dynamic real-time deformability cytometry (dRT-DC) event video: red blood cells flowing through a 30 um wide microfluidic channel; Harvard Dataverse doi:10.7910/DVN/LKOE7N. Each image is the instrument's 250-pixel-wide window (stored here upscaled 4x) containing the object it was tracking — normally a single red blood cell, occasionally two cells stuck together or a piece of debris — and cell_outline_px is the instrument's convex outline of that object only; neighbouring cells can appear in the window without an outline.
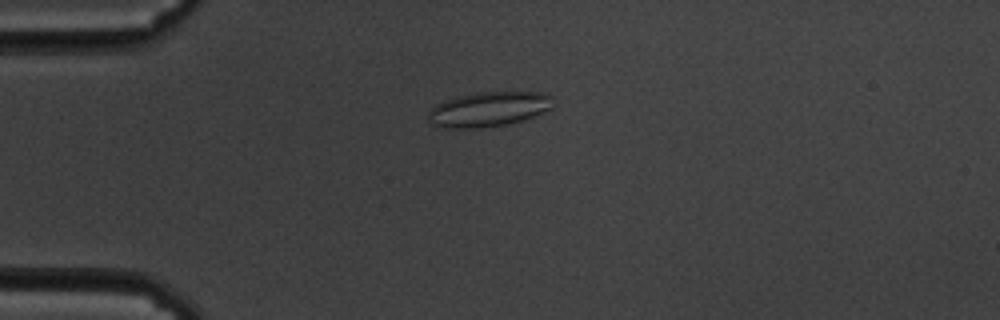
{"species": "common noctule bat (a hibernating species)", "species_latin": "Nyctalus noctula", "temperature_condition": "cold", "stored_images_in_passage": 59, "camera_frame_rate_fps": 3000, "um_per_image_px": 0.085, "animal": {"sex": "male", "body_mass_g": 19.5, "forearm_length_mm": 54.6}, "frame": {"image": 1, "passage_image": 15, "time_ms": 4.667, "image_size_px": [1000, 320], "cell_outline_px": [[552, 108], [544, 112], [524, 120], [508, 124], [480, 128], [440, 128], [432, 124], [428, 120], [428, 112], [436, 104], [444, 100], [476, 92], [544, 92], [552, 96]], "centroid_in_image_um": [41.53, 9.29], "position_along_channel_um": 43.5, "area_um2": 25.55}}
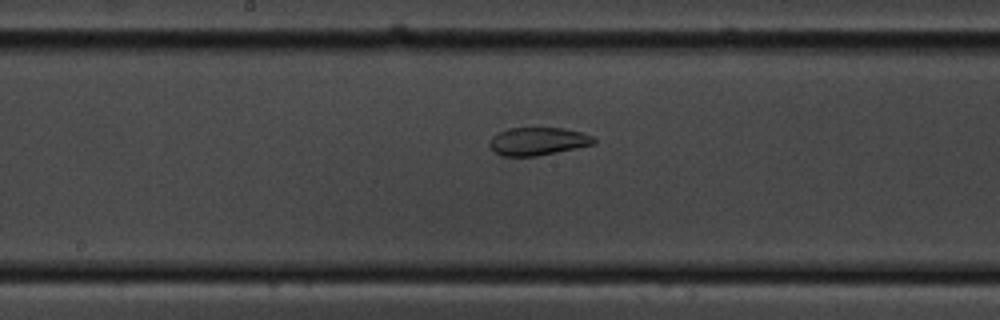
{"frame": {"image": 2, "passage_image": 31, "time_ms": 10.0, "image_size_px": [1000, 320], "cell_outline_px": [[596, 144], [536, 156], [500, 156], [488, 144], [492, 136], [500, 132], [512, 128], [564, 128], [580, 132], [592, 136], [596, 140]], "centroid_in_image_um": [45.73, 12.01], "position_along_channel_um": 202.5, "area_um2": 16.82}}
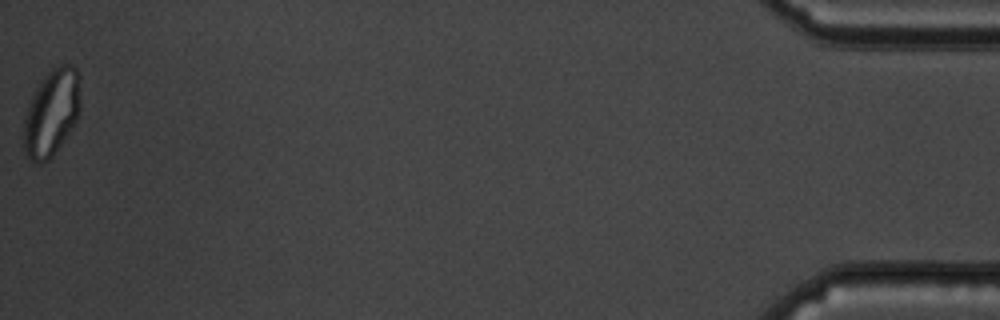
{"frame": {"image": 3, "passage_image": 59, "time_ms": 19.333, "image_size_px": [1000, 320], "cell_outline_px": [[80, 112], [72, 128], [52, 156], [48, 160], [40, 164], [32, 160], [28, 156], [24, 148], [24, 120], [28, 104], [40, 80], [56, 64], [72, 64], [76, 68], [80, 76]], "centroid_in_image_um": [4.41, 9.52], "position_along_channel_um": 430.8, "area_um2": 28.78}, "authors_computed_cell_mechanics": {"area_um2": 24.1604, "velocity_mm_per_s": 3.4291, "shape_relaxation_time_tau1_ms": null, "shape_relaxation_time_tau2_ms": 1.8501, "deformation_change_tau1": null, "deformation_change_tau2": 0.0588}}